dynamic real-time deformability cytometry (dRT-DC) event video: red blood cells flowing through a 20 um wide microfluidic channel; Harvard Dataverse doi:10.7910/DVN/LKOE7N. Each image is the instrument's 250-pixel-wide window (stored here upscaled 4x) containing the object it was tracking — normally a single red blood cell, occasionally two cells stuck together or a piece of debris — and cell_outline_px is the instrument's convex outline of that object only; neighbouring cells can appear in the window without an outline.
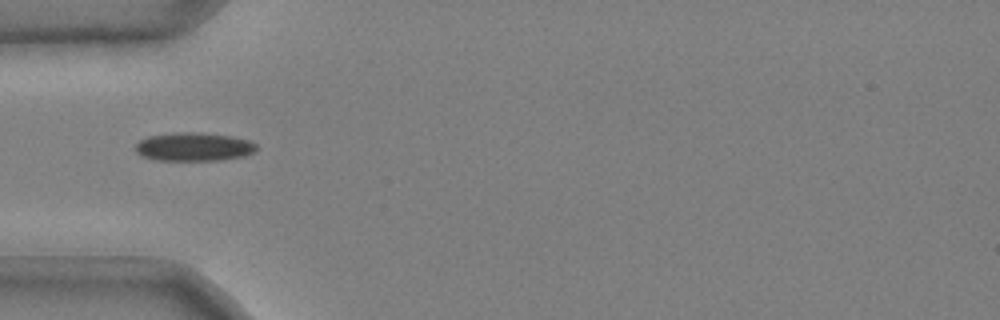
{"species": "common noctule bat (a hibernating species)", "species_latin": "Nyctalus noctula", "temperature_condition": "cold", "stored_images_in_passage": 34, "camera_frame_rate_fps": 3000, "um_per_image_px": 0.085, "animal": {"sex": "male", "body_mass_g": 20.4}, "frame": {"image": 1, "passage_image": 1, "time_ms": 0.0, "image_size_px": [1000, 320], "cell_outline_px": [[256, 152], [244, 156], [220, 160], [156, 160], [144, 156], [136, 152], [136, 144], [140, 140], [148, 136], [172, 132], [200, 132], [232, 136], [248, 140], [256, 144]], "centroid_in_image_um": [16.49, 12.47], "position_along_channel_um": 68.5, "area_um2": 20.17}}
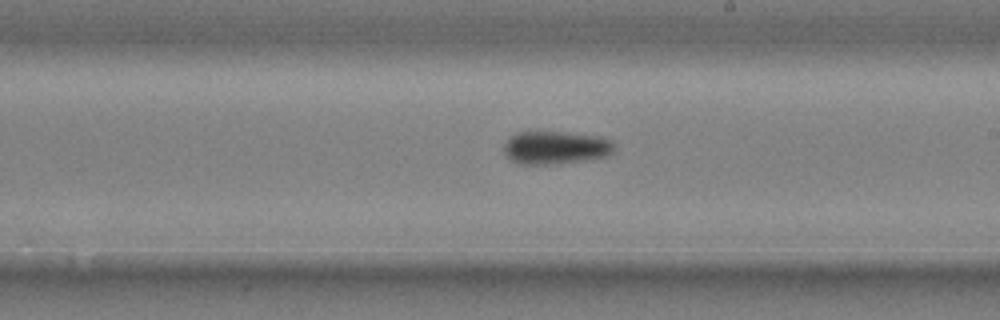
{"frame": {"image": 2, "passage_image": 15, "time_ms": 4.667, "image_size_px": [1000, 320], "cell_outline_px": [[616, 144], [612, 152], [608, 156], [584, 160], [552, 164], [520, 164], [512, 160], [504, 152], [504, 144], [516, 132], [564, 132], [600, 136], [612, 140]], "centroid_in_image_um": [47.27, 12.54], "position_along_channel_um": 241.7, "area_um2": 21.21}}
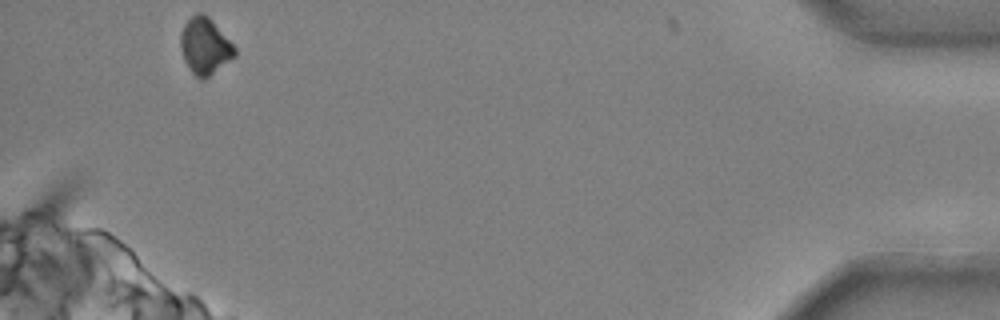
{"frame": {"image": 3, "passage_image": 34, "time_ms": 11.0, "image_size_px": [1000, 320], "cell_outline_px": [[236, 56], [204, 80], [200, 80], [192, 72], [184, 60], [180, 44], [180, 32], [184, 24], [196, 12], [204, 12], [212, 20], [236, 48]], "centroid_in_image_um": [17.41, 3.91], "position_along_channel_um": 417.8, "area_um2": 17.86}, "authors_computed_cell_mechanics": {"area_um2": 19.9699, "velocity_mm_per_s": 3.7119, "shape_relaxation_time_tau1_ms": 3.4389, "shape_relaxation_time_tau2_ms": null, "deformation_change_tau1": 0.0888, "deformation_change_tau2": null}}